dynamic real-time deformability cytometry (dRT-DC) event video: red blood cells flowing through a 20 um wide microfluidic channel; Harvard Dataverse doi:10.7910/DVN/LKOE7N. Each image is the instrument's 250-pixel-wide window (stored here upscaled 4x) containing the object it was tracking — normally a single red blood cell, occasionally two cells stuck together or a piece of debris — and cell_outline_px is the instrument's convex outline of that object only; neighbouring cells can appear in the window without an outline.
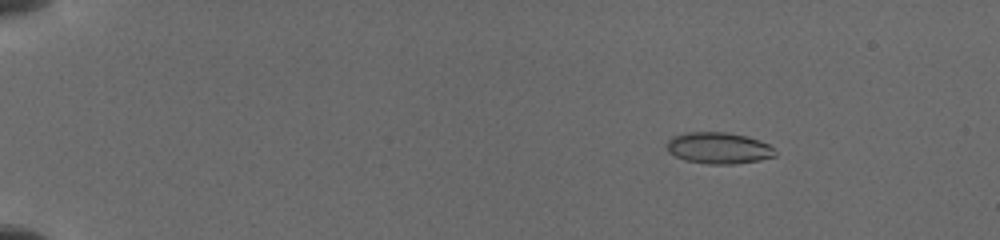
{"species": "common noctule bat (a hibernating species)", "species_latin": "Nyctalus noctula", "temperature_condition": "cold", "stored_images_in_passage": 50, "camera_frame_rate_fps": 3000, "um_per_image_px": 0.085, "animal": {"sex": "female", "body_mass_g": 19.5, "forearm_length_mm": 54.1}, "frame": {"image": 1, "passage_image": 13, "time_ms": 2.333, "image_size_px": [1000, 240], "cell_outline_px": [[776, 156], [760, 160], [732, 164], [708, 164], [684, 160], [668, 152], [668, 140], [672, 136], [688, 132], [728, 132], [748, 136], [760, 140], [768, 144], [776, 152]], "centroid_in_image_um": [61.1, 12.58], "position_along_channel_um": 23.9, "area_um2": 19.88}}
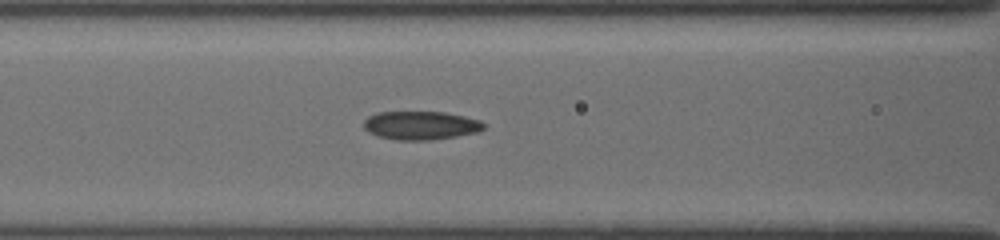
{"frame": {"image": 2, "passage_image": 32, "time_ms": 8.0, "image_size_px": [1000, 240], "cell_outline_px": [[484, 128], [476, 132], [456, 136], [428, 140], [396, 140], [376, 136], [368, 132], [364, 128], [364, 120], [368, 116], [376, 112], [444, 112], [464, 116], [480, 120], [484, 124]], "centroid_in_image_um": [35.72, 10.66], "position_along_channel_um": 130.9, "area_um2": 19.94}}
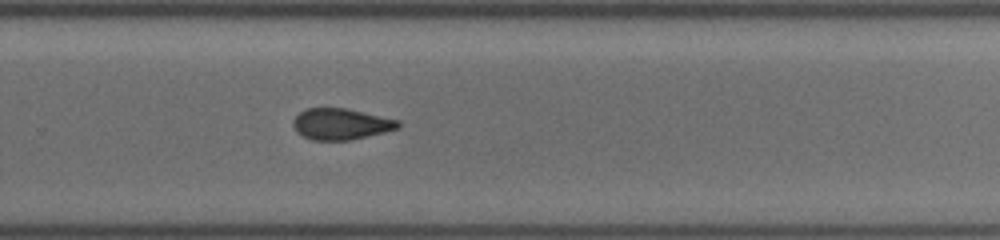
{"frame": {"image": 3, "passage_image": 49, "time_ms": 12.333, "image_size_px": [1000, 240], "cell_outline_px": [[400, 128], [384, 132], [348, 140], [312, 140], [296, 132], [292, 124], [292, 120], [304, 108], [344, 108], [400, 120]], "centroid_in_image_um": [28.95, 10.54], "position_along_channel_um": 300.8, "area_um2": 19.02}}